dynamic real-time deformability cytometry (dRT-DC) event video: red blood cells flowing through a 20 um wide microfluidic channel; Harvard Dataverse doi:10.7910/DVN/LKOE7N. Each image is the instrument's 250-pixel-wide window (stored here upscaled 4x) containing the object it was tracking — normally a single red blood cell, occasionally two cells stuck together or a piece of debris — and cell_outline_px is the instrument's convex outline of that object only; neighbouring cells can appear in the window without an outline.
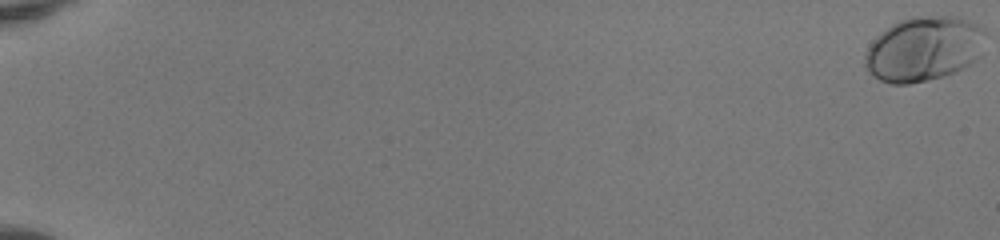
{"species": "human", "species_latin": "Homo sapiens", "temperature_condition": "room temperature", "stored_images_in_passage": 20, "camera_frame_rate_fps": 3000, "um_per_image_px": 0.085, "donor": {"sex": "female"}, "frame": {"image": 1, "passage_image": 1, "time_ms": 0.0, "image_size_px": [1000, 240], "cell_outline_px": [[984, 32], [980, 56], [968, 64], [944, 76], [908, 84], [892, 84], [880, 80], [868, 72], [864, 64], [864, 52], [872, 40], [880, 32], [892, 24], [900, 20], [916, 16], [952, 16], [968, 20], [984, 28]], "centroid_in_image_um": [78.46, 4.15], "position_along_channel_um": 6.5, "area_um2": 45.26}}
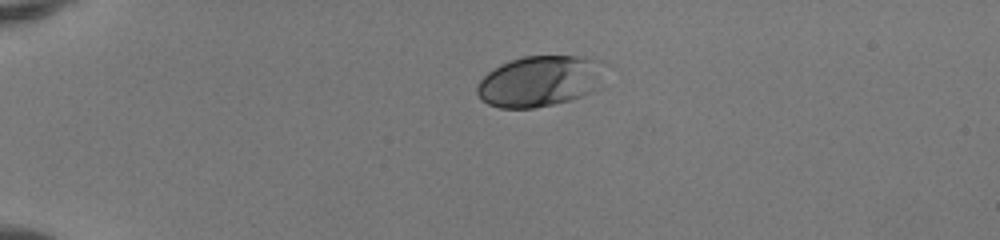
{"frame": {"image": 2, "passage_image": 15, "time_ms": 4.667, "image_size_px": [1000, 240], "cell_outline_px": [[600, 60], [588, 92], [580, 96], [568, 100], [552, 104], [532, 108], [500, 108], [488, 104], [476, 92], [476, 88], [480, 80], [488, 72], [500, 64], [524, 56], [576, 56]], "centroid_in_image_um": [45.66, 6.9], "position_along_channel_um": 39.3, "area_um2": 36.07}}